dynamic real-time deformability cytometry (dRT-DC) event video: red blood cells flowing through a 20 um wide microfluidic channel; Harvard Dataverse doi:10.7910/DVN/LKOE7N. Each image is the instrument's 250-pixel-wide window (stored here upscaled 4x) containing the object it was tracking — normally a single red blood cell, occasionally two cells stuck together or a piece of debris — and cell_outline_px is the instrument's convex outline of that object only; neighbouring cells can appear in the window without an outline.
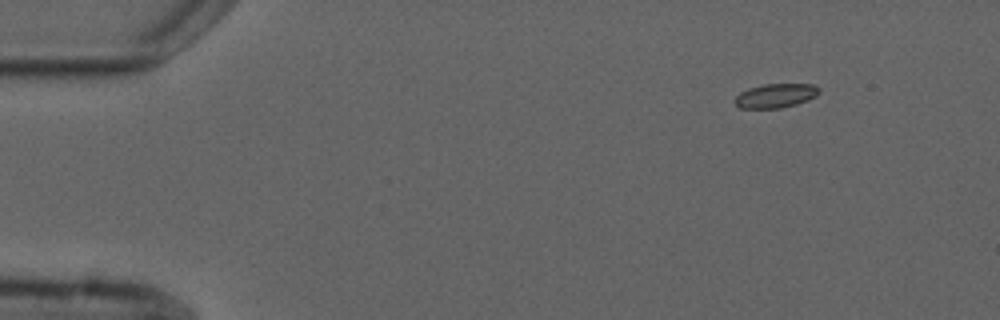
{"species": "common noctule bat (a hibernating species)", "species_latin": "Nyctalus noctula", "temperature_condition": "cold", "stored_images_in_passage": 4, "camera_frame_rate_fps": 3000, "um_per_image_px": 0.085, "animal": {"sex": "male", "forearm_length_mm": 52.5}, "frame": {"image": 1, "passage_image": 1, "time_ms": 0.0, "image_size_px": [1000, 320], "cell_outline_px": [[820, 92], [816, 96], [808, 100], [796, 104], [780, 108], [740, 108], [736, 104], [736, 96], [740, 92], [748, 88], [764, 84], [816, 84], [820, 88]], "centroid_in_image_um": [65.97, 8.12], "position_along_channel_um": 19.0, "area_um2": 11.85}}
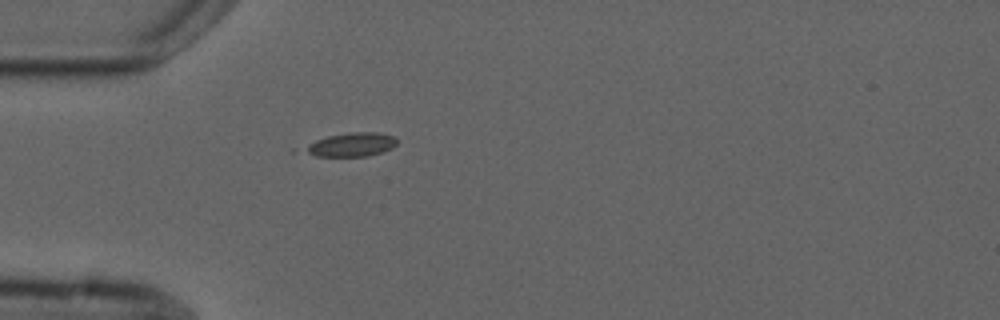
{"frame": {"image": 2, "passage_image": 4, "time_ms": 3.333, "image_size_px": [1000, 320], "cell_outline_px": [[396, 144], [392, 148], [368, 156], [316, 156], [292, 152], [292, 148], [328, 136], [348, 132], [380, 132], [396, 136]], "centroid_in_image_um": [29.63, 12.3], "position_along_channel_um": 55.4, "area_um2": 13.58}}